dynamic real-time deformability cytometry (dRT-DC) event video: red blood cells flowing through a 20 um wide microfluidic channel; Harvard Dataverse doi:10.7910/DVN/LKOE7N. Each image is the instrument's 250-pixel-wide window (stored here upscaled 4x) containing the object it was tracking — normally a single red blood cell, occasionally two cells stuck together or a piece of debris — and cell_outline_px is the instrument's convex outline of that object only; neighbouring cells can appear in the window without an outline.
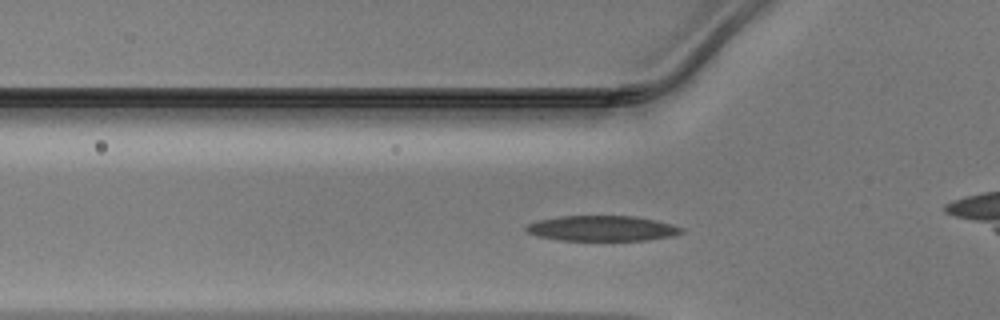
{"species": "Egyptian fruit bat (a non-hibernating species)", "species_latin": "Rousettus aegyptiacus", "temperature_condition": "warm", "stored_images_in_passage": 36, "camera_frame_rate_fps": 3000, "um_per_image_px": 0.085, "animal": {"sex": "male"}, "frame": {"image": 1, "passage_image": 11, "time_ms": 3.333, "image_size_px": [1000, 320], "cell_outline_px": [[684, 232], [672, 236], [648, 240], [560, 240], [536, 236], [528, 232], [524, 228], [528, 224], [536, 220], [556, 216], [636, 216], [656, 220], [672, 224], [684, 228]], "centroid_in_image_um": [51.17, 19.4], "position_along_channel_um": 74.6, "area_um2": 23.12}}
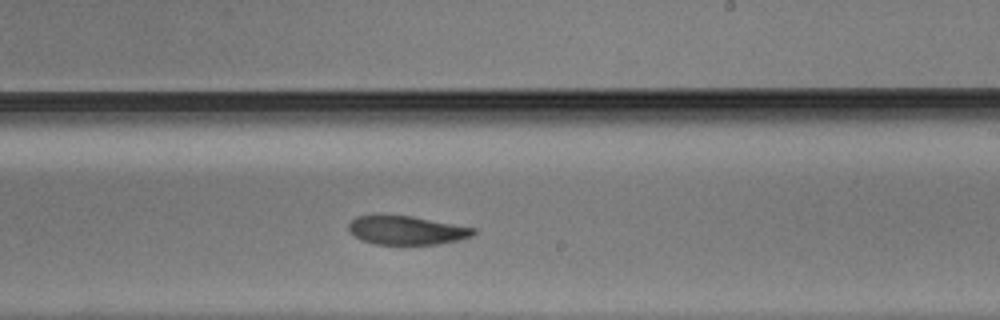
{"frame": {"image": 2, "passage_image": 24, "time_ms": 7.667, "image_size_px": [1000, 320], "cell_outline_px": [[476, 232], [472, 236], [440, 244], [376, 244], [360, 240], [348, 228], [348, 224], [356, 216], [412, 216], [476, 228]], "centroid_in_image_um": [34.58, 19.58], "position_along_channel_um": 254.4, "area_um2": 20.58}}
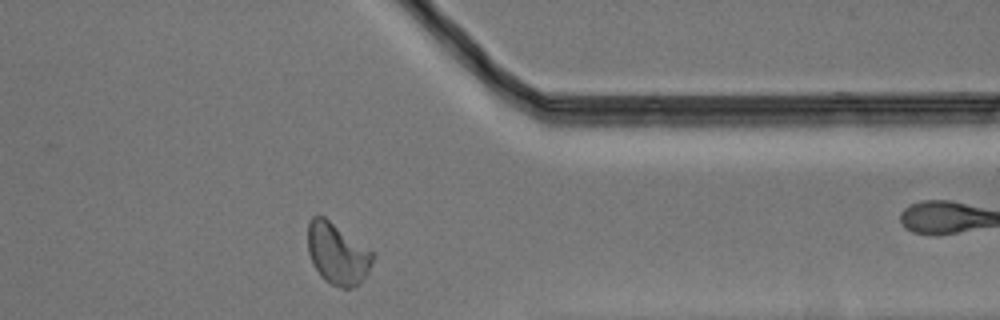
{"frame": {"image": 3, "passage_image": 34, "time_ms": 11.0, "image_size_px": [1000, 320], "cell_outline_px": [[376, 252], [360, 284], [352, 288], [340, 288], [324, 280], [320, 276], [312, 264], [308, 252], [308, 220], [312, 216], [324, 216]], "centroid_in_image_um": [28.67, 21.55], "position_along_channel_um": 382.7, "area_um2": 23.47}}